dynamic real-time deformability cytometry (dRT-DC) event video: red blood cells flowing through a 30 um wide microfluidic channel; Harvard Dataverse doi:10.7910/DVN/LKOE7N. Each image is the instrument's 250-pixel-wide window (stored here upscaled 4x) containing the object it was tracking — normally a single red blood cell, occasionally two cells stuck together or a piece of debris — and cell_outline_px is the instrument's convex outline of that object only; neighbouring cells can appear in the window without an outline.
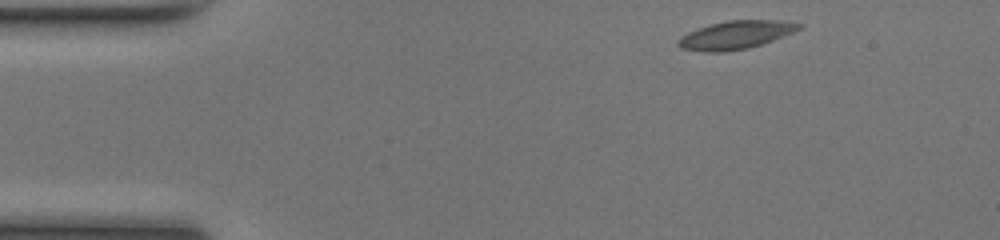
{"species": "common noctule bat (a hibernating species)", "species_latin": "Nyctalus noctula", "temperature_condition": "room temperature", "stored_images_in_passage": 38, "camera_frame_rate_fps": 3000, "um_per_image_px": 0.085, "animal": {"sex": "female", "body_mass_g": 17.0, "forearm_length_mm": 48.0}, "frame": {"image": 1, "passage_image": 1, "time_ms": 0.0, "image_size_px": [1000, 240], "cell_outline_px": [[804, 24], [800, 28], [784, 36], [748, 48], [724, 52], [704, 52], [680, 48], [676, 44], [676, 40], [680, 36], [696, 28], [728, 20], [776, 20]], "centroid_in_image_um": [62.46, 2.98], "position_along_channel_um": 22.5, "area_um2": 19.83}}
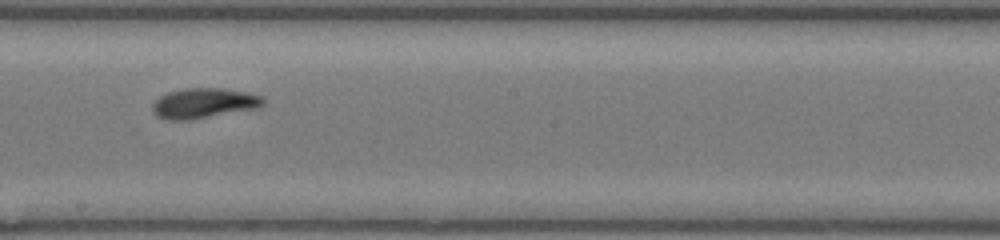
{"frame": {"image": 2, "passage_image": 22, "time_ms": 7.0, "image_size_px": [1000, 240], "cell_outline_px": [[264, 104], [256, 108], [192, 120], [164, 120], [156, 116], [152, 112], [152, 104], [160, 96], [168, 92], [184, 88], [224, 88], [244, 92], [260, 96], [264, 100]], "centroid_in_image_um": [17.26, 8.78], "position_along_channel_um": 230.9, "area_um2": 19.48}}
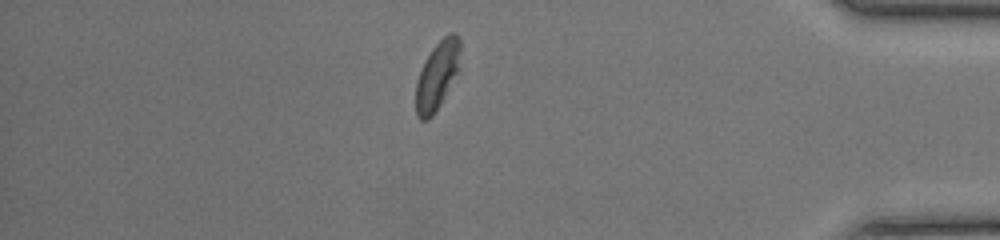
{"frame": {"image": 3, "passage_image": 37, "time_ms": 12.0, "image_size_px": [1000, 240], "cell_outline_px": [[460, 48], [456, 72], [440, 104], [432, 116], [428, 120], [420, 120], [416, 116], [416, 80], [432, 48], [448, 32], [456, 32], [460, 40]], "centroid_in_image_um": [37.13, 6.41], "position_along_channel_um": 398.1, "area_um2": 17.11}}